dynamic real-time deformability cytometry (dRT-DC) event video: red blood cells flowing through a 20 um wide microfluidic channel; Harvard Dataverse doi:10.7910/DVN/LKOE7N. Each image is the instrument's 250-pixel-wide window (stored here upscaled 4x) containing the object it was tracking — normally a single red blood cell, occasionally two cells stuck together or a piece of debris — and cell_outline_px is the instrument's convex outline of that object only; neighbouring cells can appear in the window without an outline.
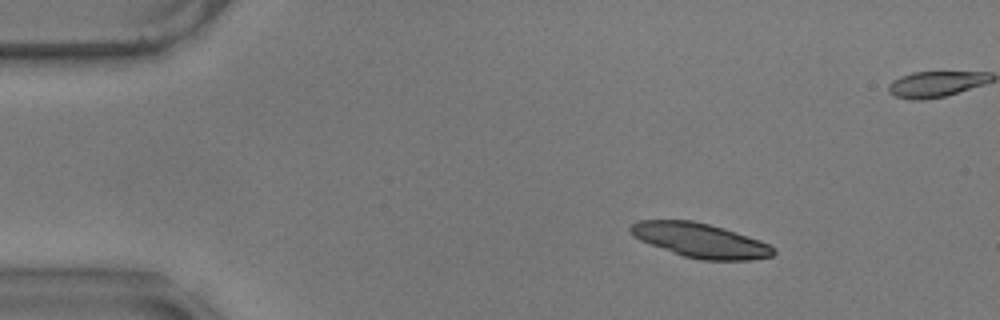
{"species": "common noctule bat (a hibernating species)", "species_latin": "Nyctalus noctula", "temperature_condition": "warm", "stored_images_in_passage": 58, "camera_frame_rate_fps": 3000, "um_per_image_px": 0.085, "animal": {"sex": "male", "body_mass_g": 17.9}, "frame": {"image": 1, "passage_image": 9, "time_ms": 2.667, "image_size_px": [1000, 320], "cell_outline_px": [[776, 252], [772, 256], [752, 260], [704, 260], [684, 256], [640, 240], [632, 236], [628, 232], [628, 228], [636, 220], [692, 220], [724, 228], [760, 240], [776, 248]], "centroid_in_image_um": [59.52, 20.42], "position_along_channel_um": 25.5, "area_um2": 28.61}}